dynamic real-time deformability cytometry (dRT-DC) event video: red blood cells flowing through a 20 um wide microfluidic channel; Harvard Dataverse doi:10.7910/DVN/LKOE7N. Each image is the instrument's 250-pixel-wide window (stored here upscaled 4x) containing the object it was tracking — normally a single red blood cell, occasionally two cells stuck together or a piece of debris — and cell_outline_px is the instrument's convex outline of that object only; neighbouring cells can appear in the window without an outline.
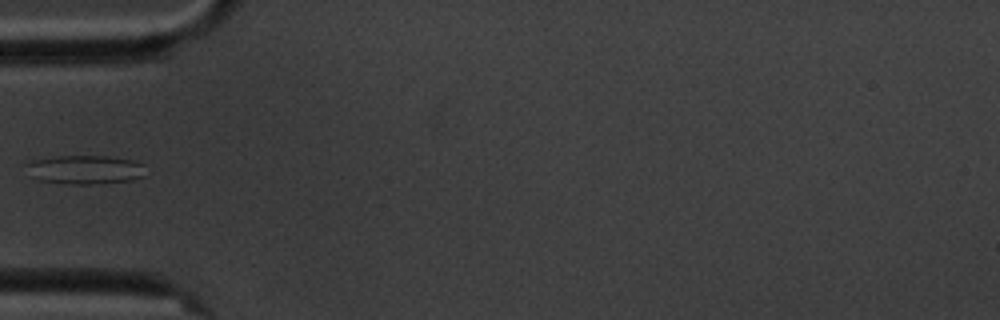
{"species": "common noctule bat (a hibernating species)", "species_latin": "Nyctalus noctula", "temperature_condition": "cold", "stored_images_in_passage": 4, "camera_frame_rate_fps": 3000, "um_per_image_px": 0.085, "animal": {"sex": "male", "body_mass_g": 20.1, "forearm_length_mm": 53.5}, "frame": {"image": 1, "passage_image": 4, "time_ms": 4.333, "image_size_px": [1000, 320], "cell_outline_px": [[144, 176], [132, 180], [92, 184], [68, 184], [40, 180], [28, 176], [28, 160], [56, 156], [108, 156], [136, 160], [144, 164]], "centroid_in_image_um": [7.23, 14.41], "position_along_channel_um": 77.8, "area_um2": 20.29}}